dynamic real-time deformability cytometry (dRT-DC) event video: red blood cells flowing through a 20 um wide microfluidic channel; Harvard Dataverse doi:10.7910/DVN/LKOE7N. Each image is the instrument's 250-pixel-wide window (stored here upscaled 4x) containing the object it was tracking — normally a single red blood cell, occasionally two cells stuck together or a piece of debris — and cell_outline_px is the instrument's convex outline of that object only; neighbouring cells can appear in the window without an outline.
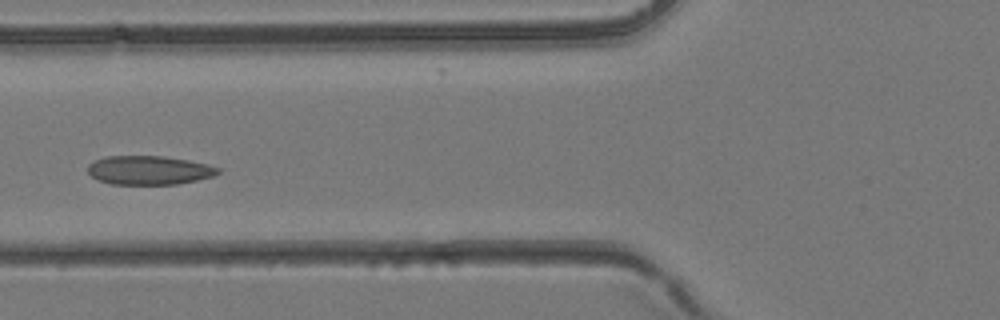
{"species": "common noctule bat (a hibernating species)", "species_latin": "Nyctalus noctula", "temperature_condition": "room temperature", "stored_images_in_passage": 39, "camera_frame_rate_fps": 3000, "um_per_image_px": 0.085, "animal": {"sex": "female", "body_mass_g": 24.6, "forearm_length_mm": 56.2}, "frame": {"image": 1, "passage_image": 13, "time_ms": 4.0, "image_size_px": [1000, 320], "cell_outline_px": [[220, 172], [212, 176], [196, 180], [176, 184], [112, 184], [100, 180], [92, 176], [88, 172], [88, 164], [104, 156], [164, 156], [188, 160], [208, 164], [220, 168]], "centroid_in_image_um": [12.67, 14.46], "position_along_channel_um": 113.1, "area_um2": 21.79}}
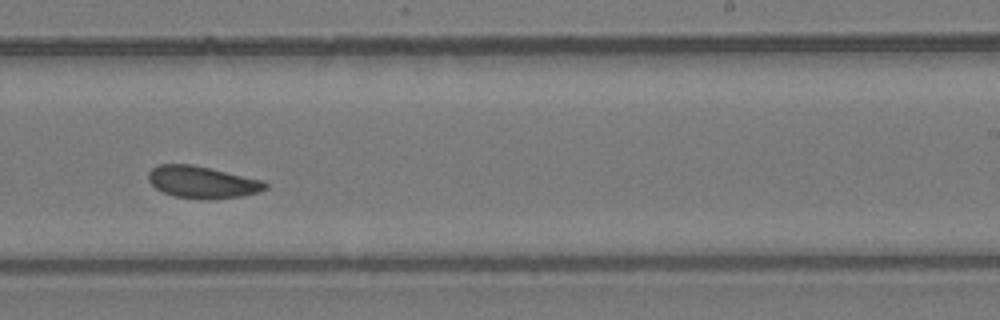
{"frame": {"image": 2, "passage_image": 23, "time_ms": 7.333, "image_size_px": [1000, 320], "cell_outline_px": [[268, 188], [260, 192], [244, 196], [208, 200], [176, 196], [164, 192], [156, 188], [148, 180], [148, 172], [152, 168], [160, 164], [192, 164], [264, 180], [268, 184]], "centroid_in_image_um": [17.24, 15.48], "position_along_channel_um": 271.8, "area_um2": 21.96}}
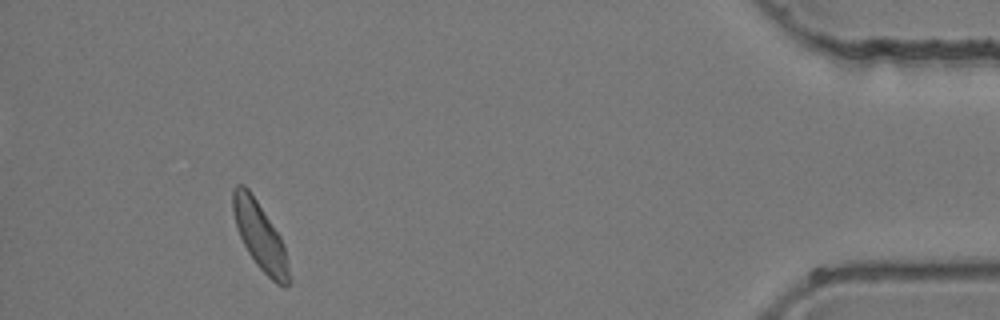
{"frame": {"image": 3, "passage_image": 36, "time_ms": 11.667, "image_size_px": [1000, 320], "cell_outline_px": [[292, 280], [288, 288], [284, 288], [276, 284], [256, 264], [248, 252], [240, 236], [232, 212], [232, 188], [236, 184], [244, 184], [248, 188], [280, 236], [284, 244]], "centroid_in_image_um": [22.12, 20.1], "position_along_channel_um": 413.1, "area_um2": 22.14}}